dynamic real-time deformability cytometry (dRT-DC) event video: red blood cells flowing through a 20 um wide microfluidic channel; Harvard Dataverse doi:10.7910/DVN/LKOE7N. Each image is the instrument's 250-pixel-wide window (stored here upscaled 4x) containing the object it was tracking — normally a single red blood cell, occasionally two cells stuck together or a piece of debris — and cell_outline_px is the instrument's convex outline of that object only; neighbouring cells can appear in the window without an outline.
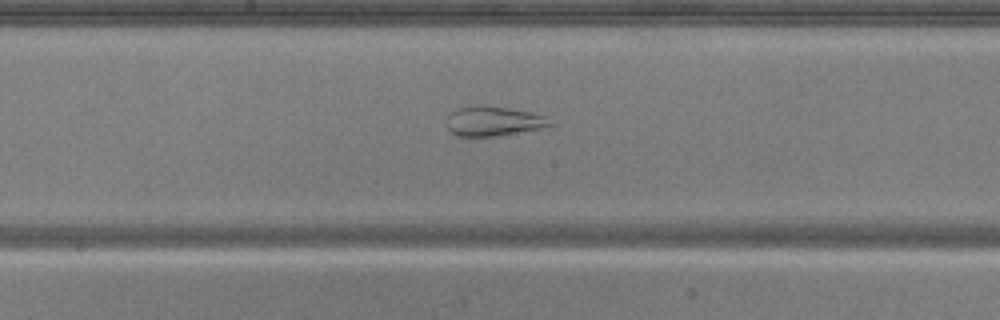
{"species": "common noctule bat (a hibernating species)", "species_latin": "Nyctalus noctula", "temperature_condition": "warm", "stored_images_in_passage": 51, "camera_frame_rate_fps": 3000, "um_per_image_px": 0.085, "animal": {"sex": "male", "body_mass_g": 20.5, "forearm_length_mm": 52.5}, "frame": {"image": 1, "passage_image": 26, "time_ms": 8.333, "image_size_px": [1000, 320], "cell_outline_px": [[552, 128], [496, 136], [456, 136], [448, 128], [448, 112], [456, 108], [476, 104], [484, 104], [508, 108], [528, 112], [544, 116], [552, 124]], "centroid_in_image_um": [41.95, 10.29], "position_along_channel_um": 206.3, "area_um2": 18.26}}
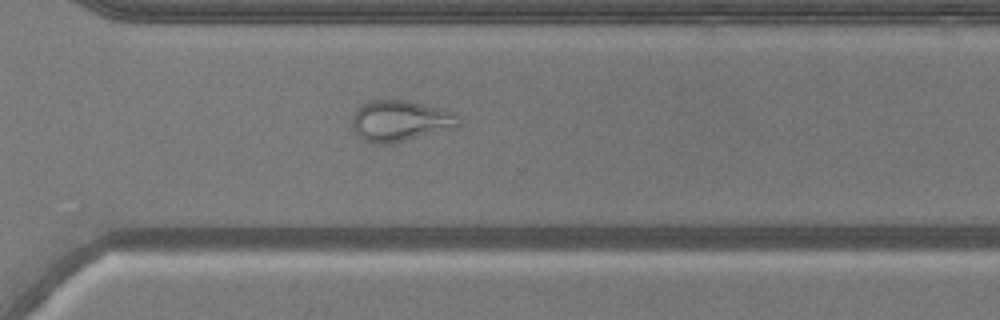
{"frame": {"image": 2, "passage_image": 36, "time_ms": 11.667, "image_size_px": [1000, 320], "cell_outline_px": [[460, 128], [388, 144], [372, 144], [360, 140], [356, 136], [352, 124], [352, 116], [356, 108], [360, 104], [368, 100], [404, 100], [444, 108], [456, 112], [460, 116]], "centroid_in_image_um": [34.04, 10.28], "position_along_channel_um": 336.6, "area_um2": 26.36}}
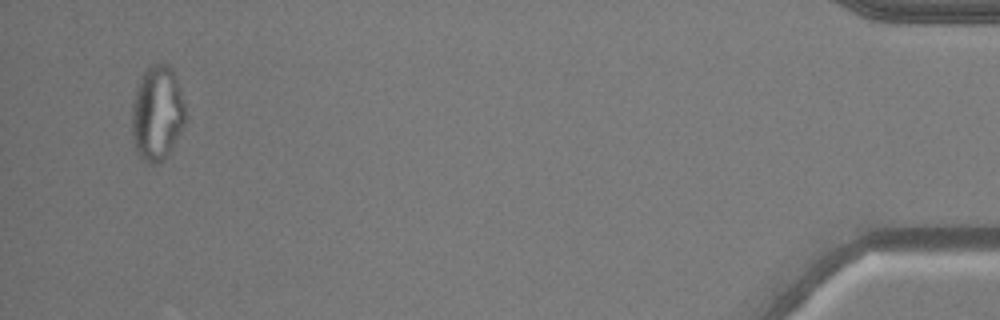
{"frame": {"image": 3, "passage_image": 49, "time_ms": 16.0, "image_size_px": [1000, 320], "cell_outline_px": [[184, 124], [168, 152], [156, 164], [148, 164], [136, 152], [132, 144], [132, 104], [136, 88], [144, 72], [152, 64], [168, 64], [172, 68], [184, 104]], "centroid_in_image_um": [13.31, 9.63], "position_along_channel_um": 421.9, "area_um2": 29.02}, "authors_computed_cell_mechanics": {"area_um2": 28.033, "velocity_mm_per_s": 3.941, "shape_relaxation_time_tau1_ms": null, "shape_relaxation_time_tau2_ms": 1.2707, "deformation_change_tau1": null, "deformation_change_tau2": 0.0899}}